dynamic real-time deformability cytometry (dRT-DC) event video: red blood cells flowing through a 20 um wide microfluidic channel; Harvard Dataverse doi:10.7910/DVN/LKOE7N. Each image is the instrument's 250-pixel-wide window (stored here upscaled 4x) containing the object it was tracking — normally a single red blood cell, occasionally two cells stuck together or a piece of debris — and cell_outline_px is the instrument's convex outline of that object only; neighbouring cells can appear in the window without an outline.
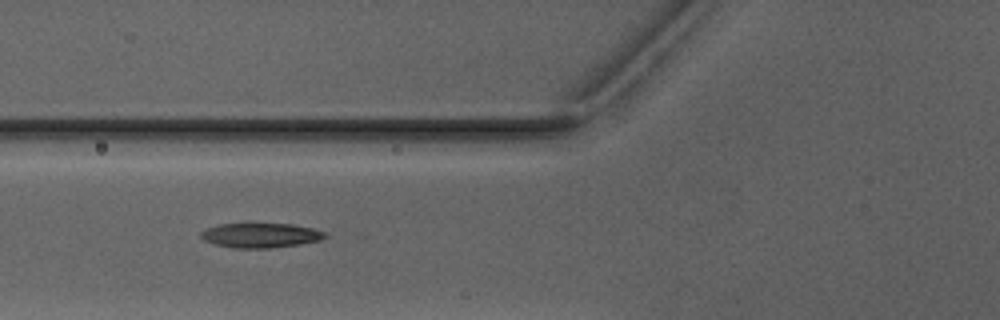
{"species": "Egyptian fruit bat (a non-hibernating species)", "species_latin": "Rousettus aegyptiacus", "temperature_condition": "warm", "stored_images_in_passage": 4, "camera_frame_rate_fps": 3000, "um_per_image_px": 0.085, "animal": {"sex": "male"}, "frame": {"image": 1, "passage_image": 2, "time_ms": 1.0, "image_size_px": [1000, 320], "cell_outline_px": [[328, 236], [320, 240], [300, 244], [268, 248], [232, 248], [212, 244], [204, 240], [200, 236], [200, 232], [208, 228], [220, 224], [292, 224], [312, 228], [324, 232]], "centroid_in_image_um": [22.13, 20.01], "position_along_channel_um": 103.7, "area_um2": 17.74}}
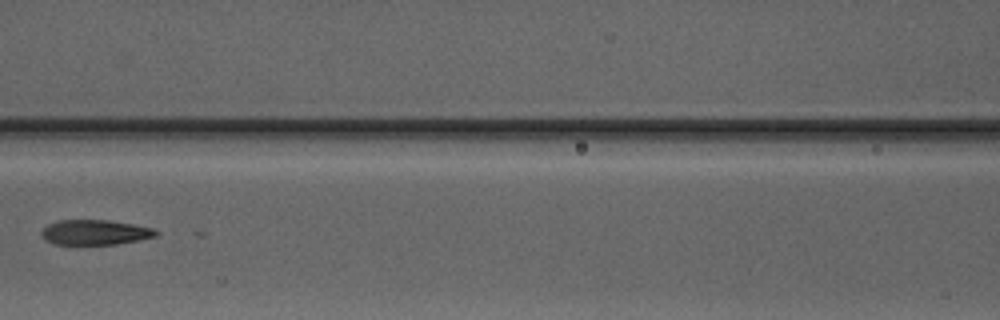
{"frame": {"image": 2, "passage_image": 3, "time_ms": 2.333, "image_size_px": [1000, 320], "cell_outline_px": [[160, 232], [156, 236], [140, 240], [116, 244], [56, 244], [44, 240], [40, 232], [48, 224], [60, 220], [108, 220], [132, 224], [152, 228]], "centroid_in_image_um": [8.08, 19.75], "position_along_channel_um": 158.5, "area_um2": 16.65}}
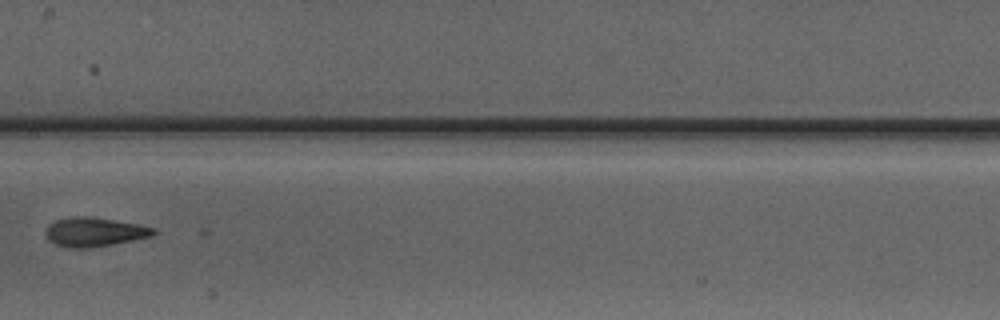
{"frame": {"image": 3, "passage_image": 4, "time_ms": 3.333, "image_size_px": [1000, 320], "cell_outline_px": [[156, 232], [152, 236], [112, 244], [88, 248], [68, 248], [56, 244], [44, 232], [48, 224], [56, 220], [72, 216], [92, 216], [140, 224], [156, 228]], "centroid_in_image_um": [8.04, 19.7], "position_along_channel_um": 199.4, "area_um2": 18.32}}